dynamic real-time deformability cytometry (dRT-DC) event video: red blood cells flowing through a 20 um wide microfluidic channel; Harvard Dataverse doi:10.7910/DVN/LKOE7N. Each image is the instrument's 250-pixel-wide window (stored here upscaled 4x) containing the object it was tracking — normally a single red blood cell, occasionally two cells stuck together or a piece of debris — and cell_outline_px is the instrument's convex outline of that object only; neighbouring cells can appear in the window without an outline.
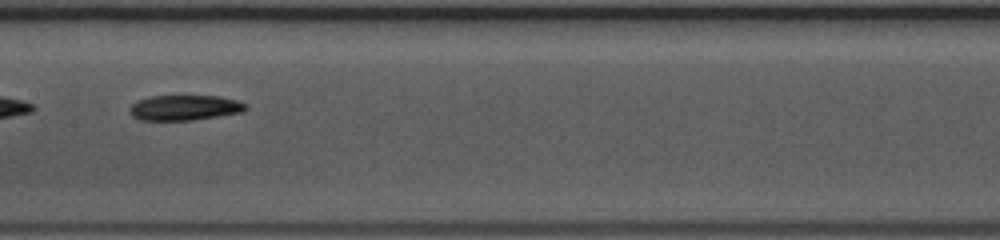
{"species": "common noctule bat (a hibernating species)", "species_latin": "Nyctalus noctula", "temperature_condition": "warm", "stored_images_in_passage": 48, "segment_of_instrument_passage": [2, 2], "camera_frame_rate_fps": 3000, "um_per_image_px": 0.085, "animal": {"sex": "female", "body_mass_g": 10.0, "forearm_length_mm": 53.1}, "frame": {"image": 1, "passage_image": 25, "time_ms": 8.0, "image_size_px": [1000, 240], "cell_outline_px": [[248, 108], [244, 112], [192, 120], [140, 120], [132, 116], [128, 112], [128, 108], [136, 100], [148, 96], [220, 96], [236, 100], [248, 104]], "centroid_in_image_um": [15.67, 9.15], "position_along_channel_um": 191.7, "area_um2": 17.34}}
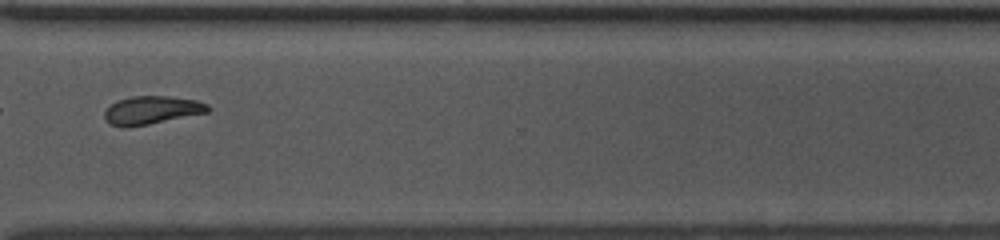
{"frame": {"image": 2, "passage_image": 37, "time_ms": 12.0, "image_size_px": [1000, 240], "cell_outline_px": [[212, 108], [208, 112], [148, 124], [124, 128], [120, 128], [108, 124], [104, 116], [104, 112], [116, 100], [132, 96], [168, 96], [196, 100], [208, 104]], "centroid_in_image_um": [12.87, 9.37], "position_along_channel_um": 357.7, "area_um2": 17.05}}